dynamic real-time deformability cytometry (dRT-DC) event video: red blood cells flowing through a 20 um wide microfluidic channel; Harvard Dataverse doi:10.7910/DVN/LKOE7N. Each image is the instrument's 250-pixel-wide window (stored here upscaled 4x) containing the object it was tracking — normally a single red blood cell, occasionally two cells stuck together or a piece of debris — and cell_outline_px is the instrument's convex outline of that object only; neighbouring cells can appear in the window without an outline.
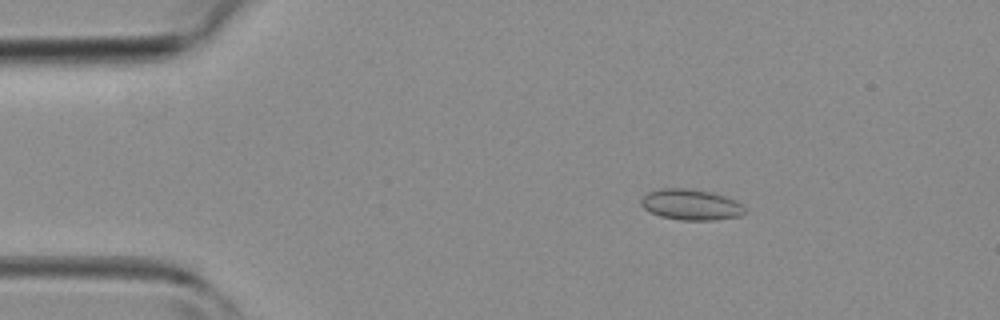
{"species": "common noctule bat (a hibernating species)", "species_latin": "Nyctalus noctula", "temperature_condition": "room temperature", "stored_images_in_passage": 12, "camera_frame_rate_fps": 3000, "um_per_image_px": 0.085, "animal": {"sex": "female", "body_mass_g": 19.3, "forearm_length_mm": 54.1}, "frame": {"image": 1, "passage_image": 7, "time_ms": 2.0, "image_size_px": [1000, 320], "cell_outline_px": [[744, 212], [740, 216], [712, 220], [680, 220], [660, 216], [644, 208], [640, 204], [640, 200], [648, 192], [660, 188], [688, 188], [712, 192], [724, 196], [744, 204]], "centroid_in_image_um": [58.72, 17.39], "position_along_channel_um": 26.3, "area_um2": 18.61}}